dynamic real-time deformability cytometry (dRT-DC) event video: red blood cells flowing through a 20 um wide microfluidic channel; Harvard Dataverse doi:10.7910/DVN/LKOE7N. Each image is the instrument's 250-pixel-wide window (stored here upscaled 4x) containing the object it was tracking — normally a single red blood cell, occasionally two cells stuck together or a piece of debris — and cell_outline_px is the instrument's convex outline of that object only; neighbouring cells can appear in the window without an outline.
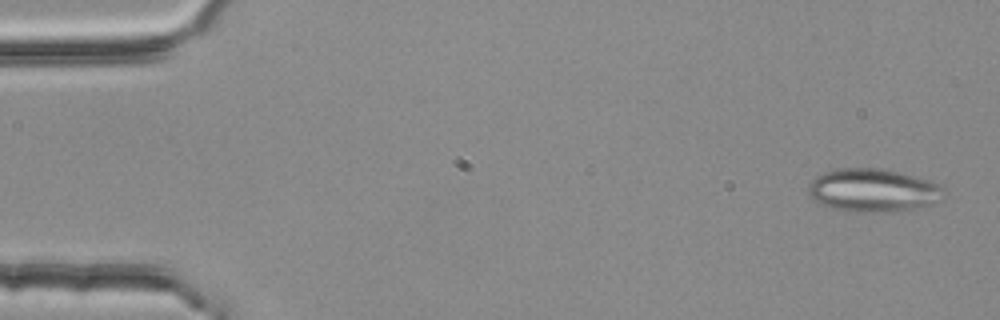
{"species": "common noctule bat (a hibernating species)", "species_latin": "Nyctalus noctula", "temperature_condition": "room temperature", "stored_images_in_passage": 3, "camera_frame_rate_fps": 3000, "um_per_image_px": 0.085, "animal": {"sex": "female", "body_mass_g": 25.1}, "frame": {"image": 1, "passage_image": 1, "time_ms": 0.0, "image_size_px": [1000, 320], "cell_outline_px": [[944, 200], [932, 204], [912, 208], [884, 212], [860, 212], [832, 208], [816, 200], [808, 192], [808, 184], [816, 176], [824, 172], [840, 168], [884, 168], [928, 180], [944, 188]], "centroid_in_image_um": [74.23, 16.16], "position_along_channel_um": 10.8, "area_um2": 33.81}}